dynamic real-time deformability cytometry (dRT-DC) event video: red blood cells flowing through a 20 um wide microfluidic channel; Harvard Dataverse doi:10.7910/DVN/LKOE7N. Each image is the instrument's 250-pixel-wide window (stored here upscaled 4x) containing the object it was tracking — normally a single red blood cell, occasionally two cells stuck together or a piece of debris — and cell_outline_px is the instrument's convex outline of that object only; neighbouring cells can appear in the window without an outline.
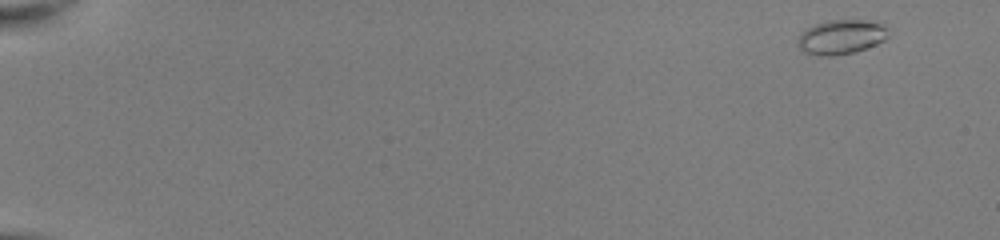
{"species": "common noctule bat (a hibernating species)", "species_latin": "Nyctalus noctula", "temperature_condition": "room temperature", "stored_images_in_passage": 51, "camera_frame_rate_fps": 3000, "um_per_image_px": 0.085, "animal": {"sex": "female", "body_mass_g": 22.0, "forearm_length_mm": 56.7}, "frame": {"image": 1, "passage_image": 2, "time_ms": 0.333, "image_size_px": [1000, 240], "cell_outline_px": [[888, 36], [884, 40], [876, 44], [852, 52], [832, 56], [820, 56], [800, 52], [796, 44], [796, 40], [800, 32], [816, 24], [828, 20], [880, 20], [888, 28]], "centroid_in_image_um": [71.48, 3.13], "position_along_channel_um": 13.5, "area_um2": 18.61}}
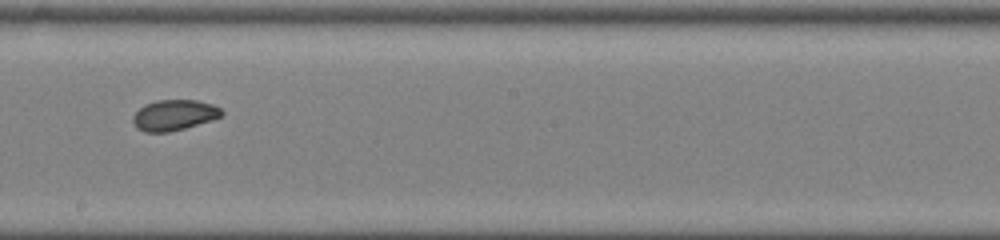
{"frame": {"image": 2, "passage_image": 31, "time_ms": 10.0, "image_size_px": [1000, 240], "cell_outline_px": [[224, 112], [220, 116], [212, 120], [184, 128], [168, 132], [144, 132], [136, 128], [132, 120], [132, 116], [144, 104], [156, 100], [196, 100], [212, 104], [220, 108]], "centroid_in_image_um": [14.77, 9.78], "position_along_channel_um": 233.4, "area_um2": 15.84}}
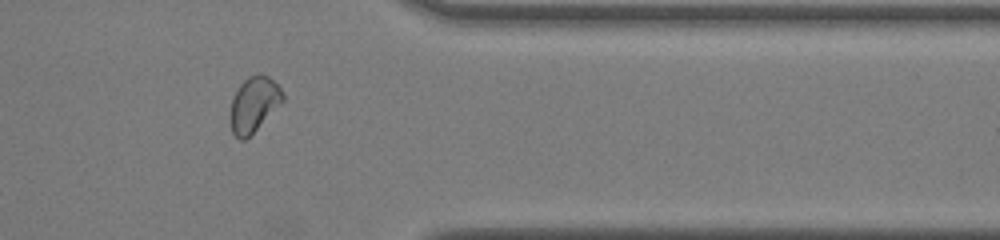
{"frame": {"image": 3, "passage_image": 43, "time_ms": 14.0, "image_size_px": [1000, 240], "cell_outline_px": [[284, 100], [244, 140], [240, 140], [232, 132], [232, 96], [240, 84], [248, 76], [260, 72], [268, 76], [280, 88], [284, 96]], "centroid_in_image_um": [21.58, 8.8], "position_along_channel_um": 389.8, "area_um2": 16.3}, "authors_computed_cell_mechanics": {"area_um2": 16.762, "velocity_mm_per_s": 4.0546, "shape_relaxation_time_tau1_ms": 2.4622, "shape_relaxation_time_tau2_ms": 2.6314, "deformation_change_tau1": 0.0853, "deformation_change_tau2": 0.0553}}